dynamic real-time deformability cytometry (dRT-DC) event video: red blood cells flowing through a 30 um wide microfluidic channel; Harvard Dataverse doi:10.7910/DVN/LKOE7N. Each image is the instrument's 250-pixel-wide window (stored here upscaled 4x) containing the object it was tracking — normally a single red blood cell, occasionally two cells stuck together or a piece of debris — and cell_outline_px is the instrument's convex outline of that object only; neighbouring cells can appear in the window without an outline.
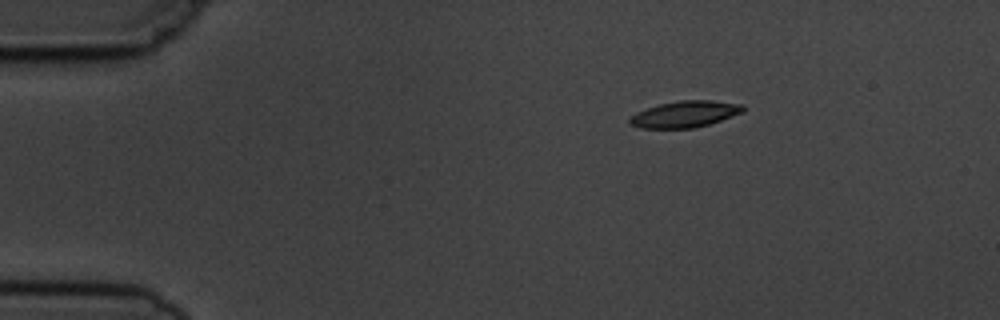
{"species": "common noctule bat (a hibernating species)", "species_latin": "Nyctalus noctula", "temperature_condition": "cold", "stored_images_in_passage": 4, "camera_frame_rate_fps": 3000, "um_per_image_px": 0.085, "animal": {"sex": "male", "body_mass_g": 19.5, "forearm_length_mm": 54.6}, "frame": {"image": 1, "passage_image": 1, "time_ms": 0.0, "image_size_px": [1000, 320], "cell_outline_px": [[744, 112], [708, 124], [692, 128], [640, 128], [628, 124], [628, 120], [636, 112], [660, 104], [680, 100], [712, 100], [744, 104]], "centroid_in_image_um": [58.22, 9.7], "position_along_channel_um": 26.8, "area_um2": 17.4}}
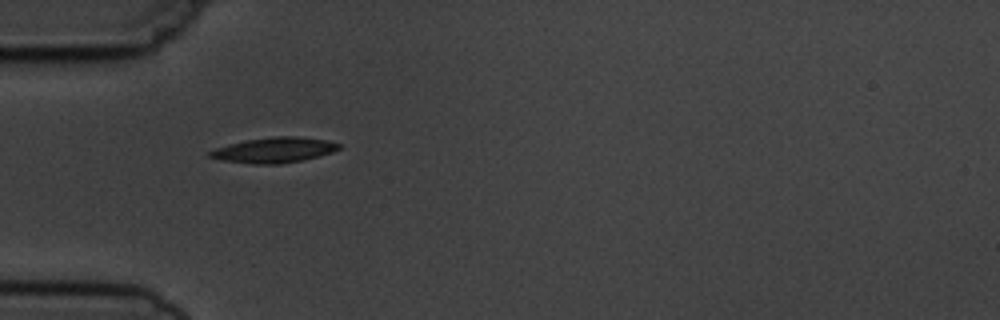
{"frame": {"image": 2, "passage_image": 3, "time_ms": 2.667, "image_size_px": [1000, 320], "cell_outline_px": [[340, 148], [332, 152], [320, 156], [280, 164], [252, 164], [224, 160], [204, 156], [208, 152], [216, 148], [228, 144], [244, 140], [276, 136], [296, 136], [324, 140], [340, 144]], "centroid_in_image_um": [23.25, 12.75], "position_along_channel_um": 61.8, "area_um2": 18.96}}
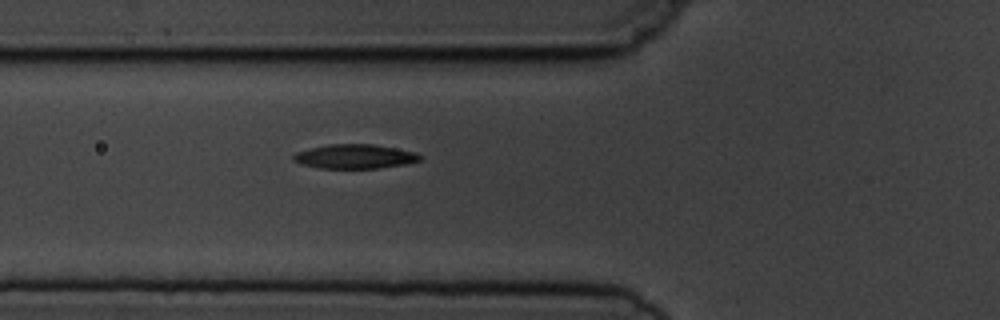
{"frame": {"image": 3, "passage_image": 4, "time_ms": 3.667, "image_size_px": [1000, 320], "cell_outline_px": [[424, 156], [420, 160], [404, 164], [376, 168], [320, 168], [304, 164], [292, 160], [292, 156], [296, 152], [328, 144], [372, 144], [396, 148], [416, 152]], "centroid_in_image_um": [30.18, 13.29], "position_along_channel_um": 95.6, "area_um2": 17.74}}